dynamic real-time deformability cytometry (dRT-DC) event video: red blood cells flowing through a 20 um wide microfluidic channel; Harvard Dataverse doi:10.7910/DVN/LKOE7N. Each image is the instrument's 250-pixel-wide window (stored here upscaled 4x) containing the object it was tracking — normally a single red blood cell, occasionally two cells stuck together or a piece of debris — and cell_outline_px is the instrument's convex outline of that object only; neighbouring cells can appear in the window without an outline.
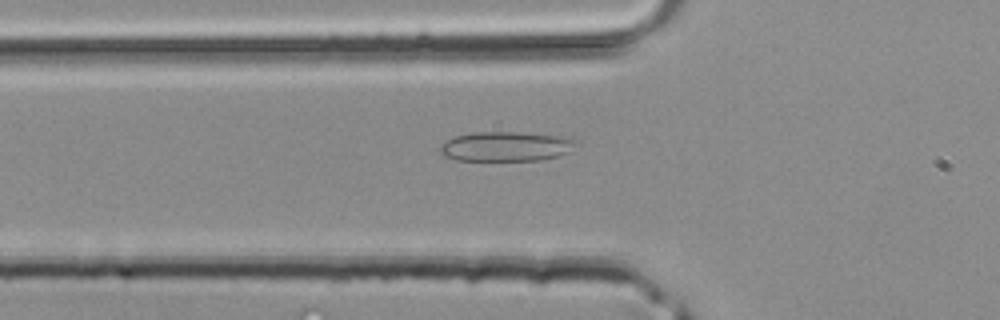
{"species": "common noctule bat (a hibernating species)", "species_latin": "Nyctalus noctula", "temperature_condition": "room temperature", "stored_images_in_passage": 24, "camera_frame_rate_fps": 3000, "um_per_image_px": 0.085, "animal": {"sex": "male", "body_mass_g": 20.4}, "frame": {"image": 1, "passage_image": 2, "time_ms": 0.333, "image_size_px": [1000, 320], "cell_outline_px": [[572, 144], [568, 152], [556, 156], [540, 160], [456, 160], [444, 156], [440, 152], [440, 144], [456, 136], [472, 132], [516, 132], [556, 136], [572, 140]], "centroid_in_image_um": [42.87, 12.45], "position_along_channel_um": 82.9, "area_um2": 22.83}}
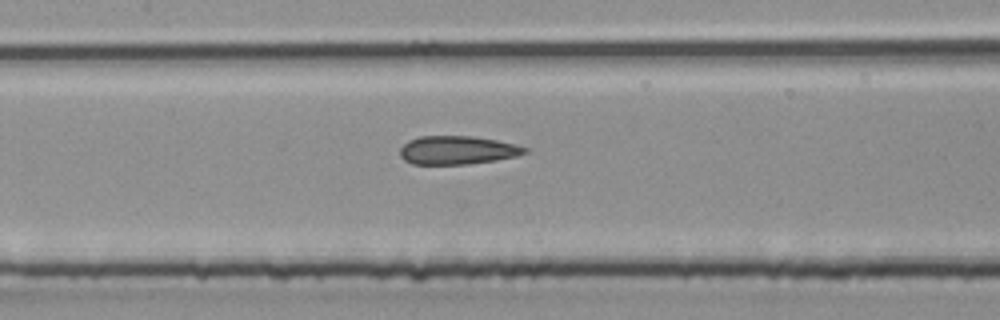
{"frame": {"image": 2, "passage_image": 7, "time_ms": 2.0, "image_size_px": [1000, 320], "cell_outline_px": [[528, 152], [516, 156], [496, 160], [468, 164], [412, 164], [404, 160], [400, 156], [400, 148], [408, 140], [420, 136], [472, 136], [496, 140], [516, 144], [528, 148]], "centroid_in_image_um": [38.87, 12.76], "position_along_channel_um": 168.5, "area_um2": 20.75}}
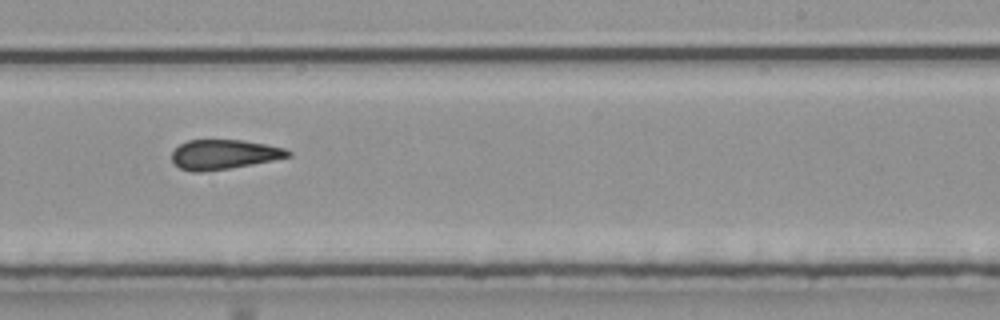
{"frame": {"image": 3, "passage_image": 13, "time_ms": 4.0, "image_size_px": [1000, 320], "cell_outline_px": [[292, 156], [252, 164], [228, 168], [200, 172], [192, 172], [180, 168], [172, 164], [172, 152], [180, 144], [188, 140], [244, 140], [284, 148], [292, 152]], "centroid_in_image_um": [19.01, 13.13], "position_along_channel_um": 270.0, "area_um2": 20.0}}